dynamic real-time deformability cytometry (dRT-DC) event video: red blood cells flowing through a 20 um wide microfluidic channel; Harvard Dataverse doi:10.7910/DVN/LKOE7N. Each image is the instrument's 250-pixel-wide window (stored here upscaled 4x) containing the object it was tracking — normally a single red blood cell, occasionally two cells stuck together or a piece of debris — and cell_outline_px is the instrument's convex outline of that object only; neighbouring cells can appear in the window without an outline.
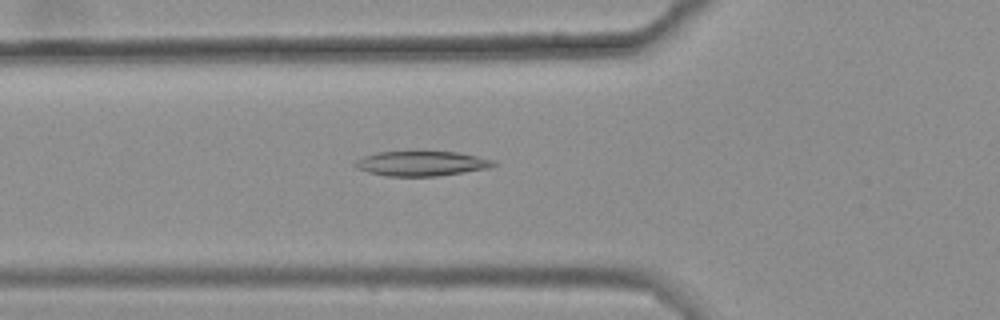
{"species": "common noctule bat (a hibernating species)", "species_latin": "Nyctalus noctula", "temperature_condition": "warm", "stored_images_in_passage": 49, "camera_frame_rate_fps": 3000, "um_per_image_px": 0.085, "animal": {"sex": "female", "body_mass_g": 25.1}, "frame": {"image": 1, "passage_image": 20, "time_ms": 6.333, "image_size_px": [1000, 320], "cell_outline_px": [[500, 164], [492, 168], [436, 176], [384, 176], [368, 172], [356, 168], [352, 164], [364, 156], [376, 152], [460, 152], [496, 160]], "centroid_in_image_um": [35.9, 13.9], "position_along_channel_um": 89.9, "area_um2": 20.23}}
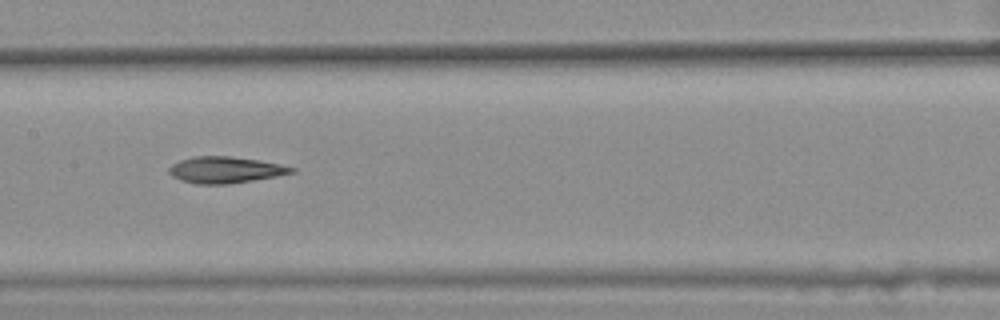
{"frame": {"image": 2, "passage_image": 28, "time_ms": 9.0, "image_size_px": [1000, 320], "cell_outline_px": [[296, 172], [276, 176], [228, 184], [196, 184], [180, 180], [172, 176], [168, 172], [168, 168], [172, 164], [180, 160], [192, 156], [228, 156], [260, 160], [280, 164], [296, 168]], "centroid_in_image_um": [19.13, 14.43], "position_along_channel_um": 188.3, "area_um2": 18.9}}
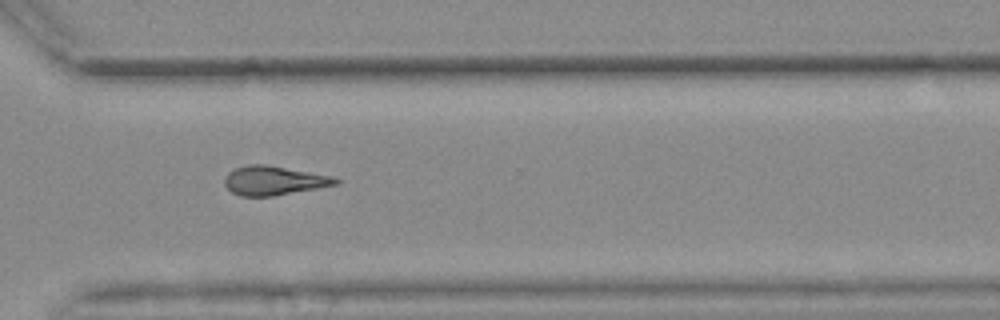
{"frame": {"image": 3, "passage_image": 41, "time_ms": 13.333, "image_size_px": [1000, 320], "cell_outline_px": [[340, 184], [272, 196], [240, 196], [232, 192], [224, 184], [224, 176], [228, 172], [236, 168], [248, 164], [268, 164], [332, 176], [340, 180]], "centroid_in_image_um": [23.27, 15.34], "position_along_channel_um": 347.3, "area_um2": 18.9}, "authors_computed_cell_mechanics": {"area_um2": 18.9006, "velocity_mm_per_s": 3.6677, "shape_relaxation_time_tau1_ms": null, "shape_relaxation_time_tau2_ms": 8.5256, "deformation_change_tau1": null, "deformation_change_tau2": 0.2087}}